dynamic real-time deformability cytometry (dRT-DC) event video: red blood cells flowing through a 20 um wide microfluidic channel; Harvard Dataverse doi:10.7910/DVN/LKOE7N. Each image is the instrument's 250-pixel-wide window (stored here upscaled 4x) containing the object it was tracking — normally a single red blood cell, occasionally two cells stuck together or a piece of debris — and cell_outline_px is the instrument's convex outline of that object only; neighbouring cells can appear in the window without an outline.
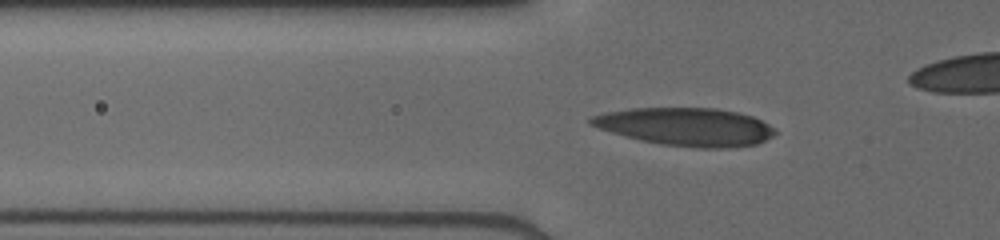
{"species": "human", "species_latin": "Homo sapiens", "temperature_condition": "cold", "stored_images_in_passage": 33, "camera_frame_rate_fps": 3000, "um_per_image_px": 0.085, "donor": {"sex": "male"}, "frame": {"image": 1, "passage_image": 2, "time_ms": 0.333, "image_size_px": [1000, 240], "cell_outline_px": [[776, 132], [772, 136], [756, 144], [728, 148], [696, 148], [660, 144], [640, 140], [624, 136], [588, 124], [588, 120], [592, 116], [608, 112], [632, 108], [716, 108], [736, 112], [752, 116], [776, 128]], "centroid_in_image_um": [58.31, 10.78], "position_along_channel_um": 67.5, "area_um2": 40.63}}
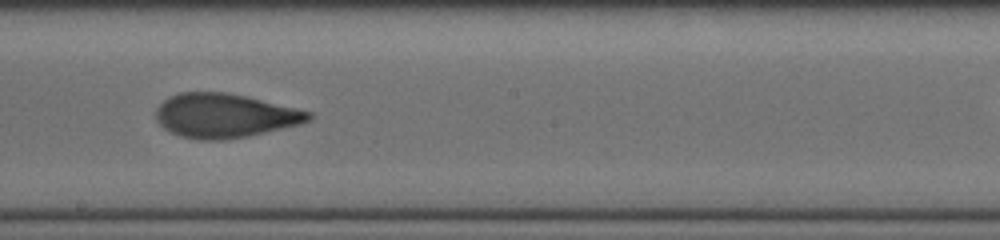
{"frame": {"image": 2, "passage_image": 17, "time_ms": 4.333, "image_size_px": [1000, 240], "cell_outline_px": [[312, 116], [308, 120], [300, 124], [248, 136], [224, 140], [200, 140], [180, 136], [168, 132], [156, 120], [156, 108], [168, 96], [180, 92], [224, 92], [244, 96], [296, 108], [312, 112]], "centroid_in_image_um": [19.05, 9.83], "position_along_channel_um": 229.2, "area_um2": 39.13}}
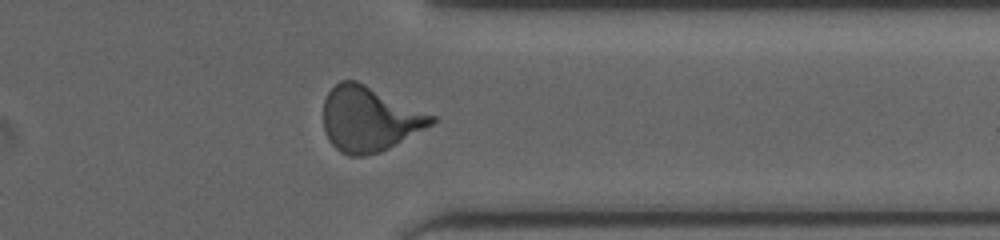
{"frame": {"image": 3, "passage_image": 29, "time_ms": 8.0, "image_size_px": [1000, 240], "cell_outline_px": [[436, 120], [432, 124], [388, 148], [380, 152], [364, 156], [348, 156], [340, 152], [328, 140], [324, 128], [324, 100], [328, 92], [340, 80], [356, 80], [436, 116]], "centroid_in_image_um": [31.36, 10.12], "position_along_channel_um": 380.0, "area_um2": 40.58}}